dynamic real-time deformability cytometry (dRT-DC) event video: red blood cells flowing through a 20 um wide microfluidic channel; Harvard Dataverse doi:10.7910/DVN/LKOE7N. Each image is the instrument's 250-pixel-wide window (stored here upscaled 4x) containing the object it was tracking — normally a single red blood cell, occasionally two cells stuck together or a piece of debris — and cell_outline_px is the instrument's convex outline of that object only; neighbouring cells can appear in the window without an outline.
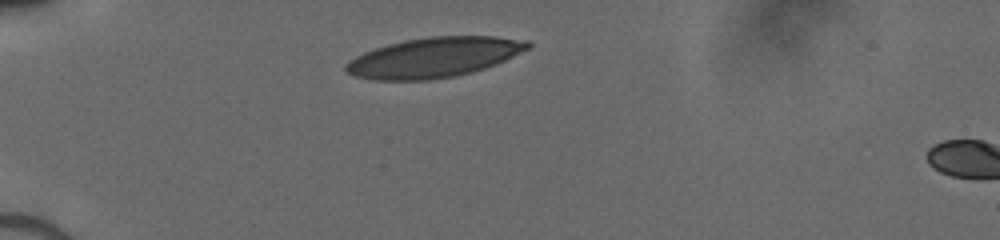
{"species": "human", "species_latin": "Homo sapiens", "temperature_condition": "cold", "stored_images_in_passage": 30, "camera_frame_rate_fps": 3000, "um_per_image_px": 0.085, "donor": {"sex": "male"}, "frame": {"image": 1, "passage_image": 1, "time_ms": 0.0, "image_size_px": [1000, 240], "cell_outline_px": [[532, 44], [528, 48], [504, 60], [484, 68], [472, 72], [432, 80], [372, 80], [356, 76], [348, 72], [344, 68], [344, 64], [356, 56], [364, 52], [388, 44], [404, 40], [428, 36], [492, 36], [528, 40]], "centroid_in_image_um": [36.86, 4.87], "position_along_channel_um": 48.1, "area_um2": 42.14}}
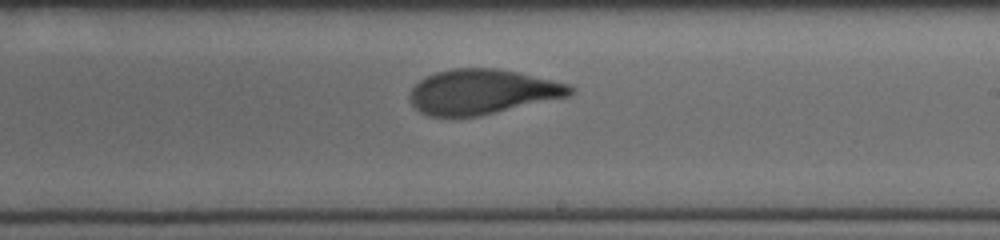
{"frame": {"image": 2, "passage_image": 18, "time_ms": 5.667, "image_size_px": [1000, 240], "cell_outline_px": [[576, 92], [568, 96], [480, 116], [428, 116], [420, 112], [412, 104], [408, 96], [412, 88], [420, 80], [436, 72], [452, 68], [496, 68], [520, 72], [568, 84]], "centroid_in_image_um": [40.98, 7.8], "position_along_channel_um": 248.0, "area_um2": 41.85}}
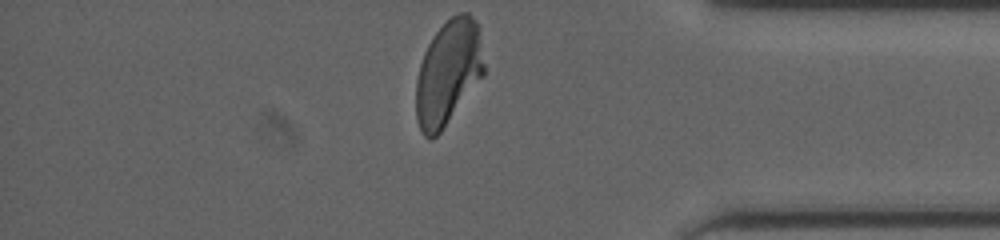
{"frame": {"image": 3, "passage_image": 30, "time_ms": 9.667, "image_size_px": [1000, 240], "cell_outline_px": [[484, 76], [440, 132], [432, 140], [428, 140], [424, 136], [416, 120], [416, 80], [420, 64], [424, 52], [432, 36], [452, 16], [460, 12], [468, 12], [476, 20], [484, 64]], "centroid_in_image_um": [38.08, 6.2], "position_along_channel_um": 397.1, "area_um2": 41.44}}